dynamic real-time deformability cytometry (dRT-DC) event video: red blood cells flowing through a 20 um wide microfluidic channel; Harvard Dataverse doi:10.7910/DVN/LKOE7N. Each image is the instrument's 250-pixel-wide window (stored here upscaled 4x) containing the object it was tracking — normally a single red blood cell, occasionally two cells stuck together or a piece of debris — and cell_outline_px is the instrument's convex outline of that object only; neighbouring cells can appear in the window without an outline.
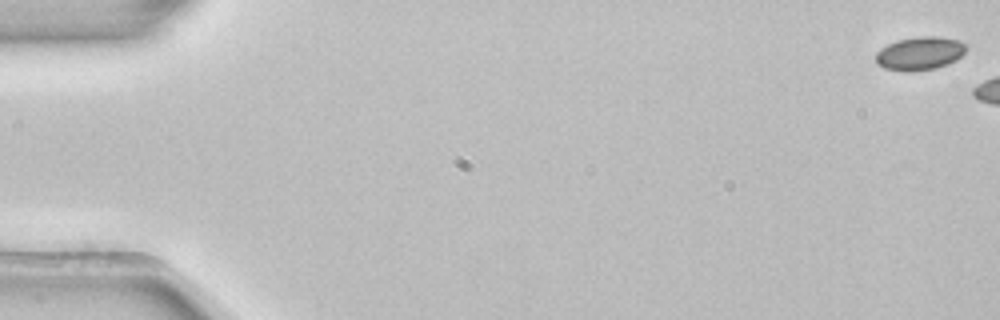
{"species": "common noctule bat (a hibernating species)", "species_latin": "Nyctalus noctula", "temperature_condition": "room temperature", "stored_images_in_passage": 4, "camera_frame_rate_fps": 3000, "um_per_image_px": 0.085, "animal": {"sex": "female", "body_mass_g": 22.7, "forearm_length_mm": 54.2}, "frame": {"image": 1, "passage_image": 1, "time_ms": 0.0, "image_size_px": [1000, 320], "cell_outline_px": [[968, 48], [956, 60], [948, 64], [936, 68], [912, 72], [904, 72], [884, 68], [876, 64], [876, 52], [880, 48], [896, 40], [916, 36], [936, 36], [960, 40]], "centroid_in_image_um": [78.16, 4.54], "position_along_channel_um": 6.8, "area_um2": 17.86}}